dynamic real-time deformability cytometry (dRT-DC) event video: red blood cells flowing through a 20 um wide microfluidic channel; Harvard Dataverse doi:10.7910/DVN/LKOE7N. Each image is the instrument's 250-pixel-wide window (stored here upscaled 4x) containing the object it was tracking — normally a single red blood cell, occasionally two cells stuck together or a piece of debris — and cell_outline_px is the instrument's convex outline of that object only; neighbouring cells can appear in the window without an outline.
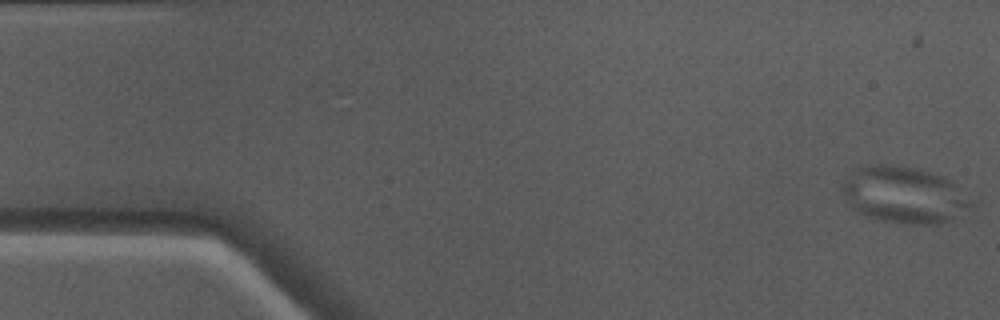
{"species": "Egyptian fruit bat (a non-hibernating species)", "species_latin": "Rousettus aegyptiacus", "temperature_condition": "warm", "stored_images_in_passage": 50, "camera_frame_rate_fps": 3000, "um_per_image_px": 0.085, "animal": {"sex": "male"}, "frame": {"image": 1, "passage_image": 1, "time_ms": 0.0, "image_size_px": [1000, 320], "cell_outline_px": [[976, 208], [952, 220], [940, 224], [904, 224], [880, 220], [864, 216], [852, 208], [848, 204], [840, 192], [840, 184], [856, 168], [868, 164], [888, 164], [920, 168], [944, 176], [976, 204]], "centroid_in_image_um": [76.85, 16.58], "position_along_channel_um": 8.1, "area_um2": 43.52}}
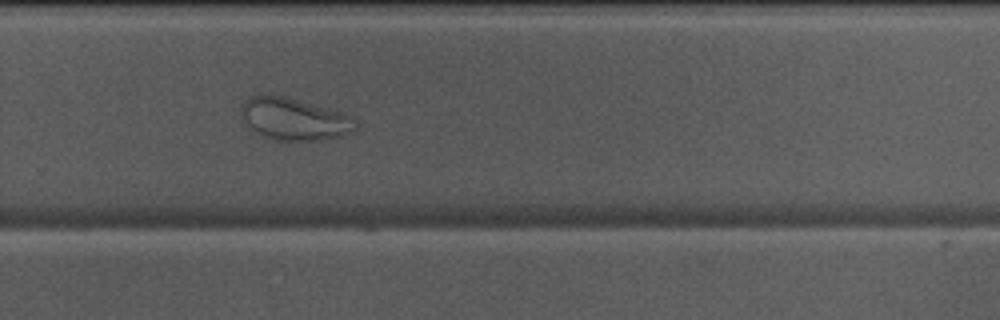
{"frame": {"image": 2, "passage_image": 33, "time_ms": 10.667, "image_size_px": [1000, 320], "cell_outline_px": [[356, 128], [340, 136], [320, 140], [276, 140], [264, 136], [248, 128], [244, 124], [240, 108], [240, 104], [244, 100], [260, 92], [268, 92], [284, 96], [344, 112], [356, 120]], "centroid_in_image_um": [24.93, 10.08], "position_along_channel_um": 304.9, "area_um2": 28.55}}
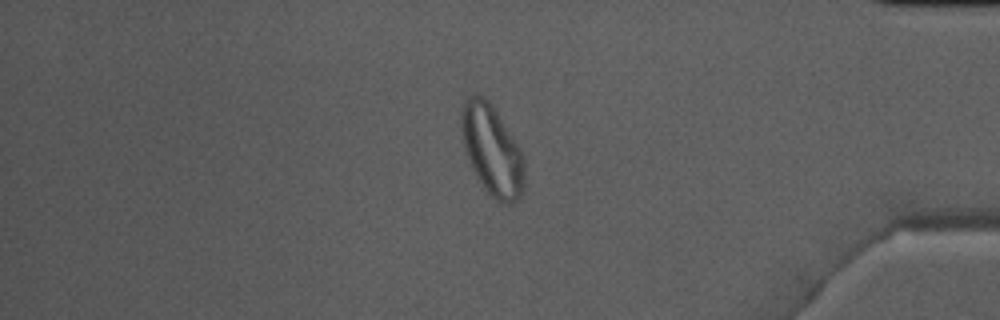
{"frame": {"image": 3, "passage_image": 42, "time_ms": 13.667, "image_size_px": [1000, 320], "cell_outline_px": [[524, 192], [516, 200], [508, 204], [504, 204], [488, 196], [472, 168], [468, 160], [464, 148], [460, 128], [460, 104], [476, 92], [484, 96], [488, 100], [520, 148], [524, 156]], "centroid_in_image_um": [41.79, 12.77], "position_along_channel_um": 393.4, "area_um2": 33.58}}